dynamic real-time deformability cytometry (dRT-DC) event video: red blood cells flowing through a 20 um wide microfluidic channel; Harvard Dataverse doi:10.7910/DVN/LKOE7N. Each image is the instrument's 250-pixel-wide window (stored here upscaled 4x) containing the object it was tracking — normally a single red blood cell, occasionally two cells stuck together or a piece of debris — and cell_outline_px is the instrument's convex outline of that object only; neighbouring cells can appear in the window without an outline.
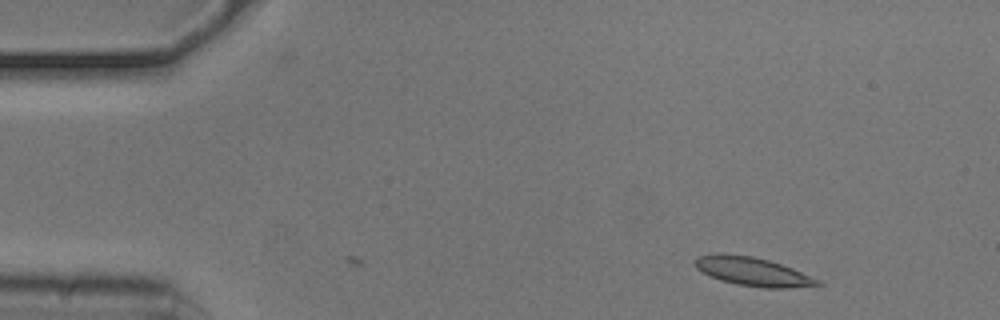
{"species": "common noctule bat (a hibernating species)", "species_latin": "Nyctalus noctula", "temperature_condition": "cold", "stored_images_in_passage": 3, "camera_frame_rate_fps": 3000, "um_per_image_px": 0.085, "animal": {"sex": "male", "body_mass_g": 20.5, "forearm_length_mm": 52.5}, "frame": {"image": 1, "passage_image": 3, "time_ms": 0.667, "image_size_px": [1000, 320], "cell_outline_px": [[824, 284], [788, 288], [760, 288], [736, 284], [720, 280], [696, 268], [692, 264], [692, 260], [700, 256], [752, 256], [768, 260], [792, 268], [820, 280]], "centroid_in_image_um": [64.04, 23.13], "position_along_channel_um": 21.0, "area_um2": 19.77}}